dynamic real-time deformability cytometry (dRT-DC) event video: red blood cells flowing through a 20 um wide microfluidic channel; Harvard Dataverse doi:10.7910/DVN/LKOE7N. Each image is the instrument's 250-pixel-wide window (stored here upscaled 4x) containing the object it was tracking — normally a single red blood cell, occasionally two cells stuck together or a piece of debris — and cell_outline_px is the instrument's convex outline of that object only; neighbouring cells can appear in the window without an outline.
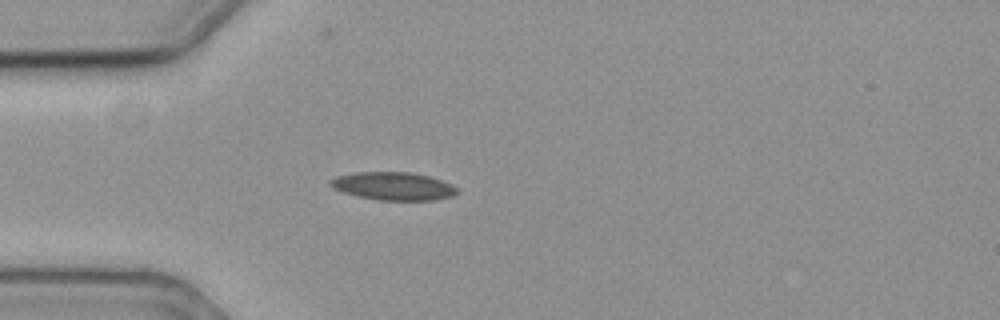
{"species": "common noctule bat (a hibernating species)", "species_latin": "Nyctalus noctula", "temperature_condition": "cold", "stored_images_in_passage": 29, "camera_frame_rate_fps": 3000, "um_per_image_px": 0.085, "animal": {"sex": "female", "body_mass_g": 19.3, "forearm_length_mm": 54.1}, "frame": {"image": 1, "passage_image": 1, "time_ms": 0.0, "image_size_px": [1000, 320], "cell_outline_px": [[460, 192], [452, 196], [436, 200], [376, 200], [356, 196], [332, 188], [328, 184], [328, 180], [336, 176], [356, 172], [412, 172], [428, 176], [452, 184], [460, 188]], "centroid_in_image_um": [33.43, 15.82], "position_along_channel_um": 51.6, "area_um2": 20.98}}
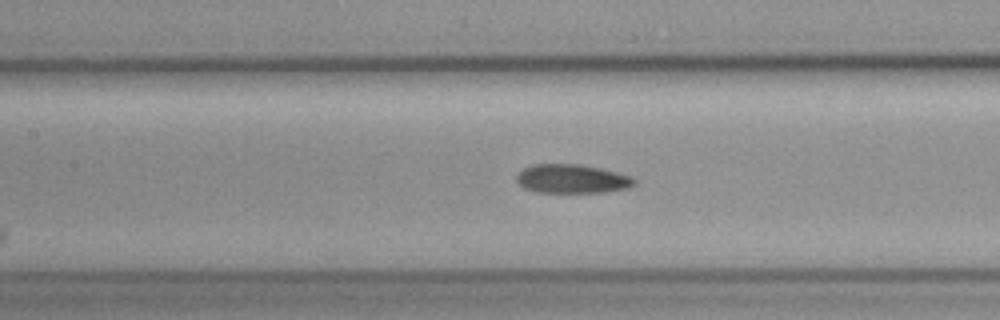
{"frame": {"image": 2, "passage_image": 11, "time_ms": 3.333, "image_size_px": [1000, 320], "cell_outline_px": [[636, 184], [628, 188], [604, 192], [536, 192], [524, 188], [516, 180], [516, 176], [524, 168], [532, 164], [580, 164], [600, 168], [632, 176], [636, 180]], "centroid_in_image_um": [48.63, 15.2], "position_along_channel_um": 158.8, "area_um2": 19.83}}
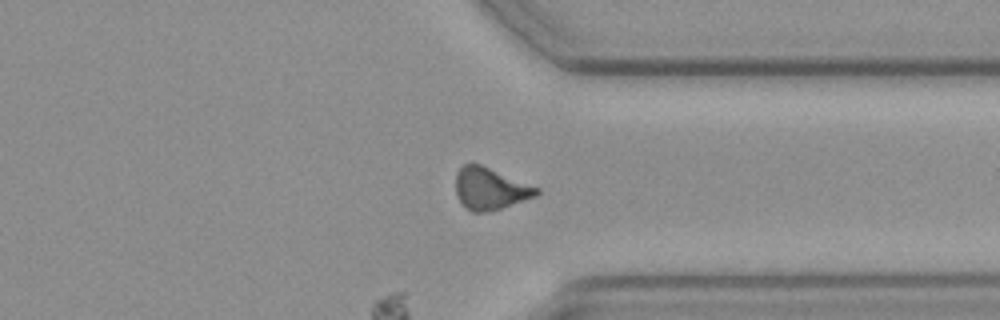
{"frame": {"image": 3, "passage_image": 29, "time_ms": 9.333, "image_size_px": [1000, 320], "cell_outline_px": [[540, 192], [536, 196], [488, 212], [472, 212], [464, 208], [456, 196], [456, 172], [464, 164], [480, 164], [540, 188]], "centroid_in_image_um": [41.63, 16.05], "position_along_channel_um": 369.8, "area_um2": 19.71}}